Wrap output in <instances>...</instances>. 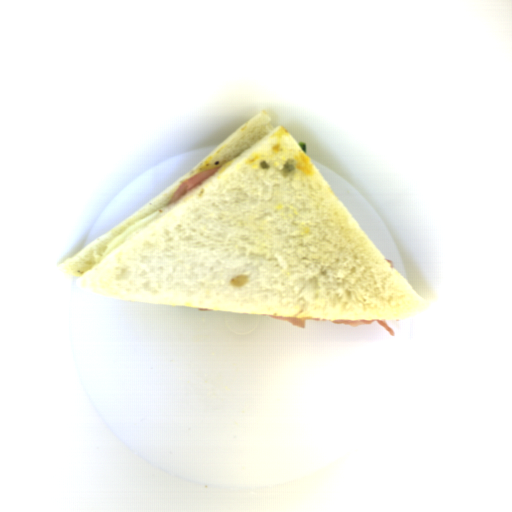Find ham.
Listing matches in <instances>:
<instances>
[{"instance_id":"2","label":"ham","mask_w":512,"mask_h":512,"mask_svg":"<svg viewBox=\"0 0 512 512\" xmlns=\"http://www.w3.org/2000/svg\"><path fill=\"white\" fill-rule=\"evenodd\" d=\"M219 167L199 172L196 175L189 178L188 180L181 183L176 192L171 196L169 204H173L182 195H184L185 193L192 189L197 188L204 181L214 176L215 173L218 171Z\"/></svg>"},{"instance_id":"1","label":"ham","mask_w":512,"mask_h":512,"mask_svg":"<svg viewBox=\"0 0 512 512\" xmlns=\"http://www.w3.org/2000/svg\"><path fill=\"white\" fill-rule=\"evenodd\" d=\"M266 317L273 318L276 320H284L293 325L294 327H298L301 329L305 328L306 321H324V322H332L337 325H350L352 327L368 325V324H379L382 325L385 332L390 334L391 336H395L391 326L385 321L381 319L375 320H340V319H323V318H306V317H289V316H278V315H267Z\"/></svg>"}]
</instances>
